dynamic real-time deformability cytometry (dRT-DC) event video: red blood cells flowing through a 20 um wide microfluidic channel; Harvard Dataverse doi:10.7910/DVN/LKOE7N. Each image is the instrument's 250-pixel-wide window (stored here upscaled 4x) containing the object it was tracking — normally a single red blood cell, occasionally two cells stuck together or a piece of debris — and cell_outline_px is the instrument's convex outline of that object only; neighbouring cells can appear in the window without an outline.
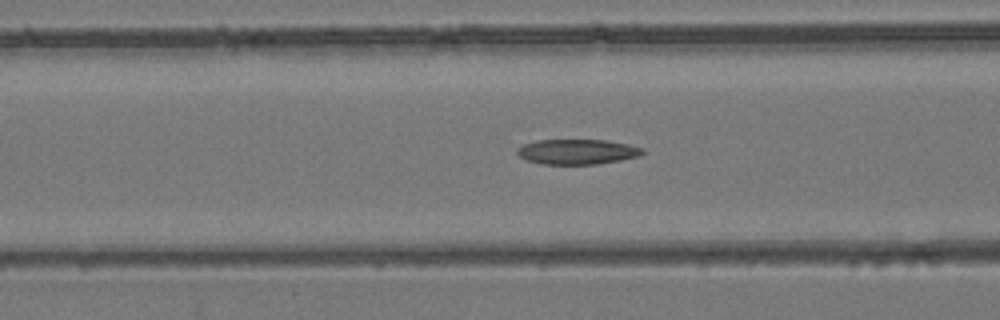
{"species": "common noctule bat (a hibernating species)", "species_latin": "Nyctalus noctula", "temperature_condition": "room temperature", "stored_images_in_passage": 49, "camera_frame_rate_fps": 3000, "um_per_image_px": 0.085, "animal": {"sex": "female", "body_mass_g": 24.6, "forearm_length_mm": 56.2}, "frame": {"image": 1, "passage_image": 17, "time_ms": 5.333, "image_size_px": [1000, 320], "cell_outline_px": [[644, 152], [640, 156], [620, 160], [596, 164], [544, 164], [524, 160], [516, 152], [516, 148], [524, 144], [536, 140], [604, 140], [628, 144], [644, 148]], "centroid_in_image_um": [49.05, 12.9], "position_along_channel_um": 117.6, "area_um2": 18.38}}
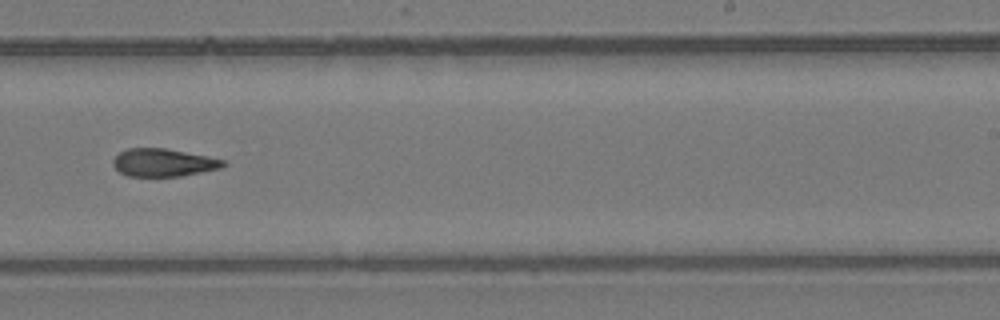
{"frame": {"image": 2, "passage_image": 29, "time_ms": 9.333, "image_size_px": [1000, 320], "cell_outline_px": [[228, 164], [220, 168], [180, 176], [128, 176], [120, 172], [112, 164], [112, 160], [120, 152], [128, 148], [164, 148], [224, 160]], "centroid_in_image_um": [13.85, 13.82], "position_along_channel_um": 275.1, "area_um2": 17.57}}
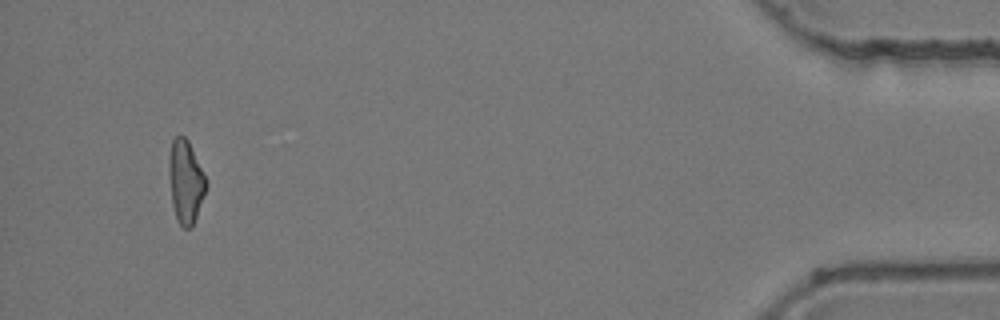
{"frame": {"image": 3, "passage_image": 46, "time_ms": 15.0, "image_size_px": [1000, 320], "cell_outline_px": [[208, 184], [192, 228], [184, 228], [176, 220], [172, 204], [168, 172], [168, 156], [172, 140], [176, 136], [184, 136], [188, 140], [208, 180]], "centroid_in_image_um": [15.77, 15.43], "position_along_channel_um": 419.4, "area_um2": 18.26}, "authors_computed_cell_mechanics": {"area_um2": 18.6694, "velocity_mm_per_s": 3.9422, "shape_relaxation_time_tau1_ms": null, "shape_relaxation_time_tau2_ms": 6.1578, "deformation_change_tau1": null, "deformation_change_tau2": 0.1571}}